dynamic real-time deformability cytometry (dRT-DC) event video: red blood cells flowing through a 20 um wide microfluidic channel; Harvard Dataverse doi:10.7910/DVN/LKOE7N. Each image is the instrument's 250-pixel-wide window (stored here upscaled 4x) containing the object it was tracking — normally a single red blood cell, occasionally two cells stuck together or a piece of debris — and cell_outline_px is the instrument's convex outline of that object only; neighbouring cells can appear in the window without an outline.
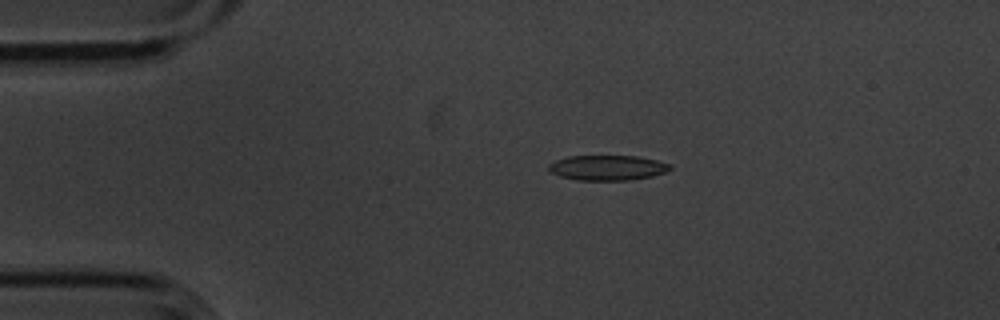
{"species": "common noctule bat (a hibernating species)", "species_latin": "Nyctalus noctula", "temperature_condition": "cold", "stored_images_in_passage": 6, "camera_frame_rate_fps": 3000, "um_per_image_px": 0.085, "animal": {"sex": "male", "body_mass_g": 20.1, "forearm_length_mm": 53.5}, "frame": {"image": 1, "passage_image": 3, "time_ms": 0.667, "image_size_px": [1000, 320], "cell_outline_px": [[672, 168], [664, 172], [652, 176], [632, 180], [576, 180], [560, 176], [552, 172], [548, 168], [548, 164], [556, 160], [568, 156], [636, 156], [656, 160], [672, 164]], "centroid_in_image_um": [51.64, 14.26], "position_along_channel_um": 33.4, "area_um2": 17.74}}
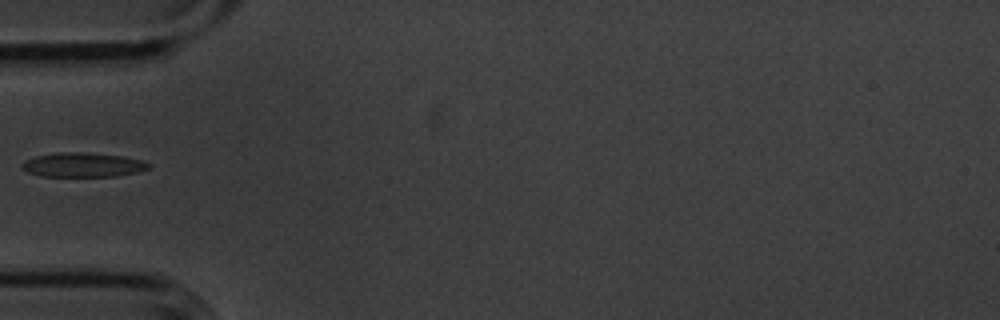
{"frame": {"image": 2, "passage_image": 5, "time_ms": 1.333, "image_size_px": [1000, 320], "cell_outline_px": [[152, 168], [136, 172], [116, 176], [40, 176], [28, 172], [20, 164], [36, 156], [56, 152], [84, 152], [124, 156], [140, 160], [152, 164]], "centroid_in_image_um": [7.09, 14.01], "position_along_channel_um": 77.9, "area_um2": 17.92}}
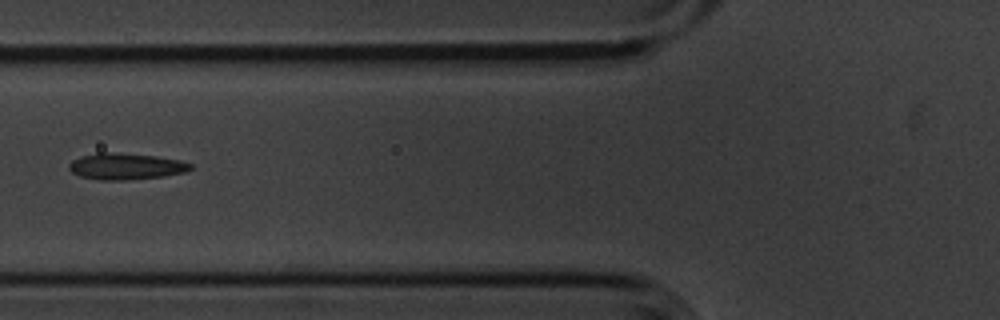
{"frame": {"image": 3, "passage_image": 6, "time_ms": 1.667, "image_size_px": [1000, 320], "cell_outline_px": [[192, 168], [184, 172], [164, 176], [124, 180], [100, 180], [80, 176], [72, 172], [68, 168], [68, 164], [72, 160], [80, 156], [96, 152], [108, 152], [156, 156], [180, 160], [192, 164]], "centroid_in_image_um": [10.66, 14.13], "position_along_channel_um": 115.1, "area_um2": 18.67}}